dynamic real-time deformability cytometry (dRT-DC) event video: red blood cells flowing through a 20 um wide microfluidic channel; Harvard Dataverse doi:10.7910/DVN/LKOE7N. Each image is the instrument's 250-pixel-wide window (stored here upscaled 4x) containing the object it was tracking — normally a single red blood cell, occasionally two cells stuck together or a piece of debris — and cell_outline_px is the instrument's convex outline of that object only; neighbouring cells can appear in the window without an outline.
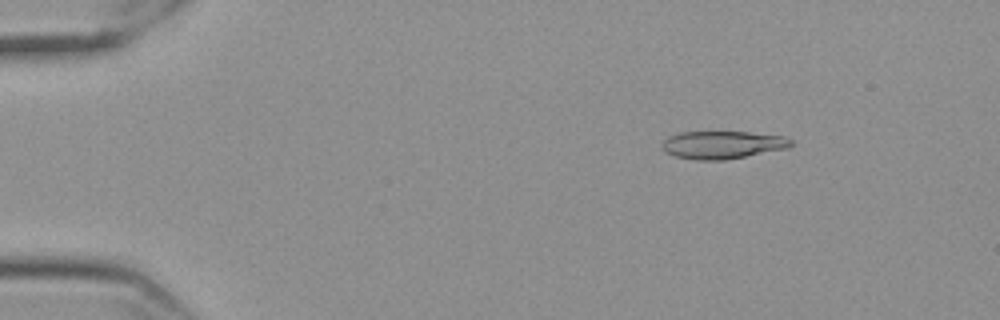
{"species": "Egyptian fruit bat (a non-hibernating species)", "species_latin": "Rousettus aegyptiacus", "temperature_condition": "cold", "stored_images_in_passage": 57, "camera_frame_rate_fps": 3000, "um_per_image_px": 0.085, "frame": {"image": 1, "passage_image": 8, "time_ms": 2.333, "image_size_px": [1000, 320], "cell_outline_px": [[792, 144], [788, 148], [724, 160], [696, 160], [676, 156], [664, 152], [660, 144], [668, 136], [680, 132], [748, 132], [784, 136], [792, 140]], "centroid_in_image_um": [61.38, 12.31], "position_along_channel_um": 23.6, "area_um2": 20.87}}
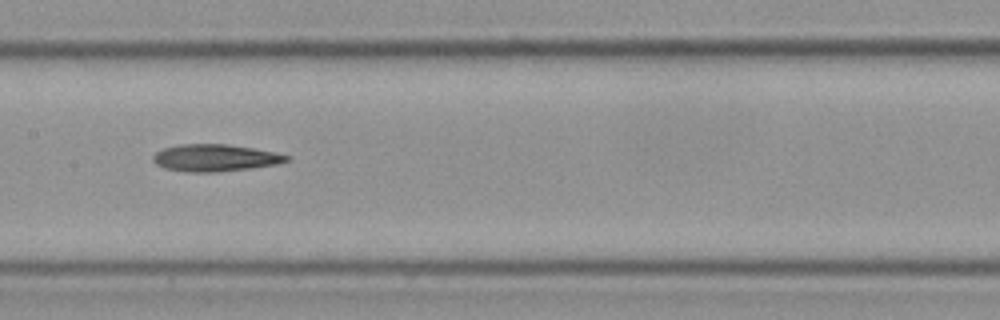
{"frame": {"image": 2, "passage_image": 29, "time_ms": 9.333, "image_size_px": [1000, 320], "cell_outline_px": [[292, 156], [288, 160], [276, 164], [248, 168], [216, 172], [188, 172], [164, 168], [156, 164], [152, 160], [152, 156], [156, 152], [164, 148], [180, 144], [228, 144], [276, 152]], "centroid_in_image_um": [18.26, 13.41], "position_along_channel_um": 189.1, "area_um2": 20.98}}
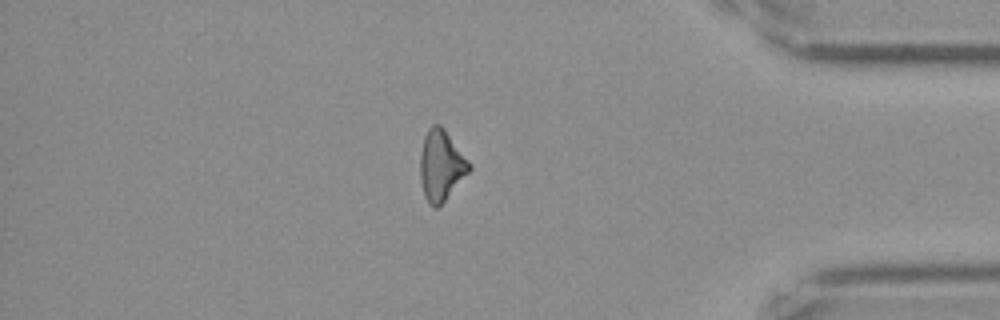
{"frame": {"image": 3, "passage_image": 49, "time_ms": 16.0, "image_size_px": [1000, 320], "cell_outline_px": [[472, 168], [444, 200], [436, 208], [424, 196], [420, 176], [420, 156], [424, 136], [428, 128], [432, 124], [440, 124], [444, 128], [472, 164]], "centroid_in_image_um": [37.5, 14.0], "position_along_channel_um": 397.7, "area_um2": 19.88}, "authors_computed_cell_mechanics": {"area_um2": 20.808, "velocity_mm_per_s": 3.5584, "shape_relaxation_time_tau1_ms": 6.529, "shape_relaxation_time_tau2_ms": 11.2355, "deformation_change_tau1": 0.1495, "deformation_change_tau2": 0.2798}}